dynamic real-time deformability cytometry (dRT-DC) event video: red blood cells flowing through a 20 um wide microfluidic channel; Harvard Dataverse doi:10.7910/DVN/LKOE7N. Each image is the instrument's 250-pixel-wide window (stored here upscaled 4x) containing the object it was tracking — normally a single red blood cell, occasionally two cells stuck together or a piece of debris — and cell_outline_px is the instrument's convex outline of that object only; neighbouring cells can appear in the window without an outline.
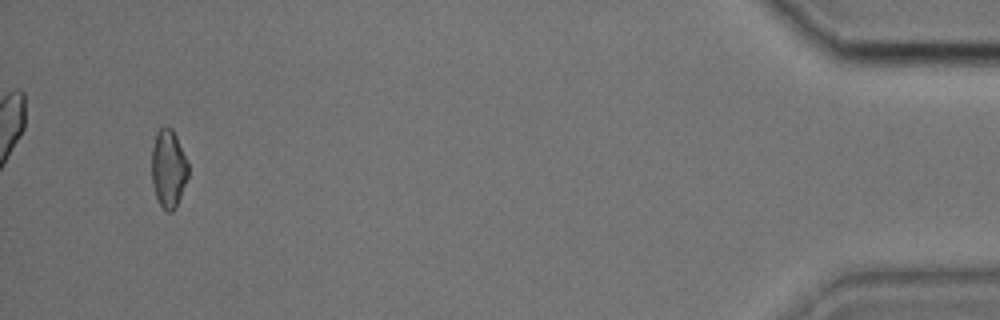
{"species": "common noctule bat (a hibernating species)", "species_latin": "Nyctalus noctula", "temperature_condition": "cold", "stored_images_in_passage": 40, "camera_frame_rate_fps": 3000, "um_per_image_px": 0.085, "animal": {"sex": "male", "body_mass_g": 17.9, "forearm_length_mm": 54.2}, "frame": {"image": 1, "passage_image": 39, "time_ms": 12.667, "image_size_px": [1000, 320], "cell_outline_px": [[188, 176], [176, 208], [172, 212], [168, 212], [160, 204], [156, 196], [152, 184], [152, 148], [156, 132], [164, 124], [172, 128], [176, 136], [188, 164]], "centroid_in_image_um": [14.31, 14.31], "position_along_channel_um": 420.9, "area_um2": 16.59}}